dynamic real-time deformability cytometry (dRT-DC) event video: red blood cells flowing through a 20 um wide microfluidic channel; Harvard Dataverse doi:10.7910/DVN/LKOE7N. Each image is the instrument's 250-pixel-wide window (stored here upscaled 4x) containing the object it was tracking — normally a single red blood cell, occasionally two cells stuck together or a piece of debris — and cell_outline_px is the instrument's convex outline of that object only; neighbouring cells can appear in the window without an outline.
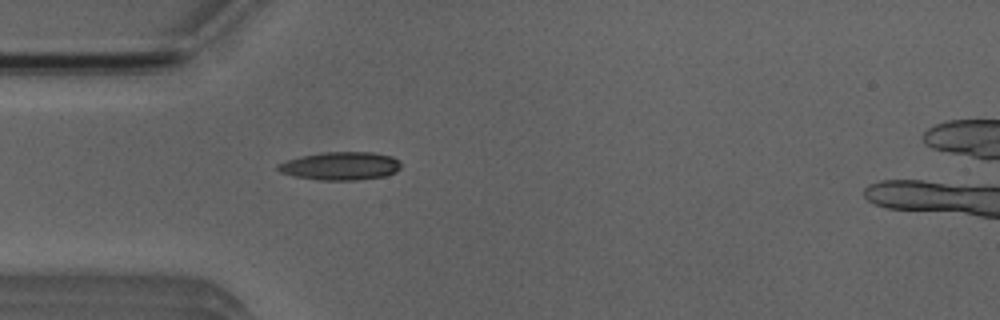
{"species": "Egyptian fruit bat (a non-hibernating species)", "species_latin": "Rousettus aegyptiacus", "temperature_condition": "room temperature", "stored_images_in_passage": 52, "segment_of_instrument_passage": [1, 2], "camera_frame_rate_fps": 3000, "um_per_image_px": 0.085, "animal": {"sex": "male"}, "frame": {"image": 1, "passage_image": 14, "time_ms": 4.333, "image_size_px": [1000, 320], "cell_outline_px": [[400, 168], [396, 172], [384, 176], [356, 180], [316, 180], [296, 176], [280, 172], [276, 168], [276, 164], [288, 160], [304, 156], [324, 152], [372, 152], [392, 156], [400, 160]], "centroid_in_image_um": [28.97, 14.11], "position_along_channel_um": 56.0, "area_um2": 20.11}}
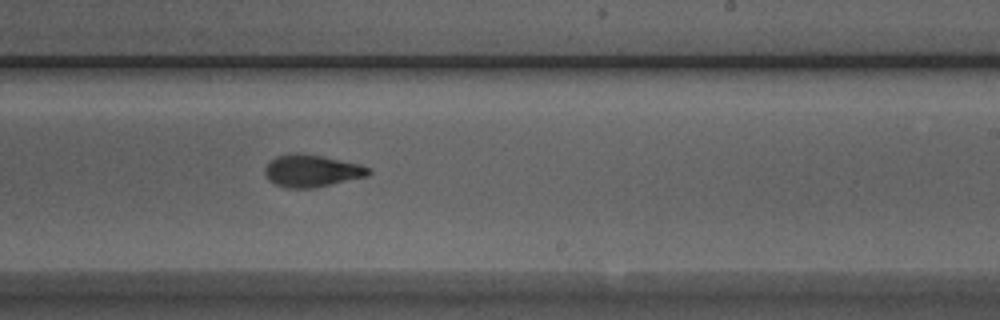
{"frame": {"image": 2, "passage_image": 30, "time_ms": 9.667, "image_size_px": [1000, 320], "cell_outline_px": [[372, 172], [368, 176], [312, 188], [288, 188], [276, 184], [268, 180], [264, 172], [264, 168], [276, 156], [296, 152], [320, 156], [360, 164], [372, 168]], "centroid_in_image_um": [26.51, 14.52], "position_along_channel_um": 262.5, "area_um2": 19.36}}
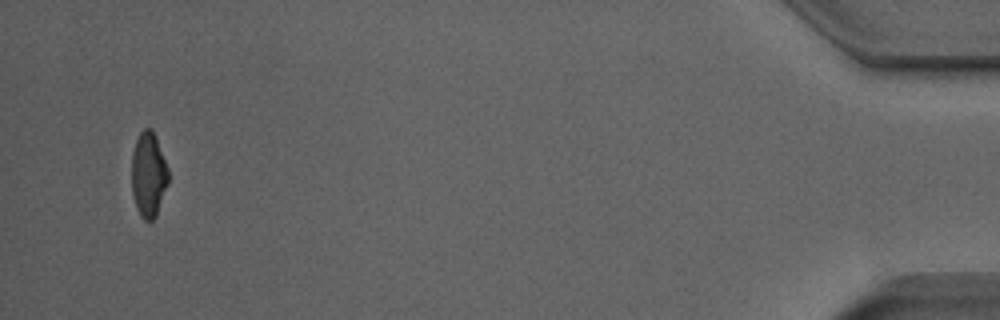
{"frame": {"image": 3, "passage_image": 49, "time_ms": 16.0, "image_size_px": [1000, 320], "cell_outline_px": [[168, 184], [156, 216], [152, 220], [144, 220], [140, 216], [136, 208], [132, 192], [132, 152], [136, 140], [140, 132], [144, 128], [152, 128], [168, 168]], "centroid_in_image_um": [12.62, 14.85], "position_along_channel_um": 422.6, "area_um2": 18.15}}